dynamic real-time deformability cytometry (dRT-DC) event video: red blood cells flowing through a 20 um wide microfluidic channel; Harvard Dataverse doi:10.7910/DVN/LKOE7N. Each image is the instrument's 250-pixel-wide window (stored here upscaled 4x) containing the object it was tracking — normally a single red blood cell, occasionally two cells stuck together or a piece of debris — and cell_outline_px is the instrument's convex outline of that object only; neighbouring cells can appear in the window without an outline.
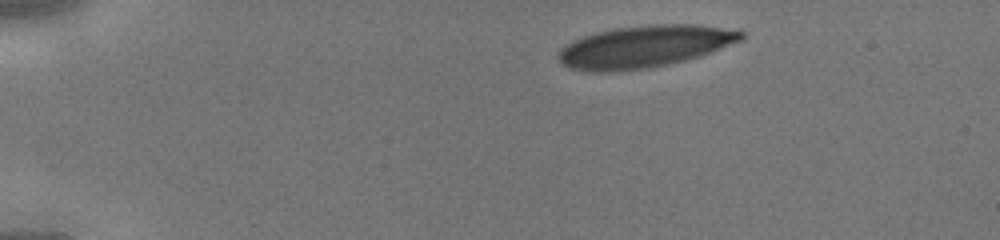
{"species": "human", "species_latin": "Homo sapiens", "temperature_condition": "cold", "stored_images_in_passage": 37, "camera_frame_rate_fps": 3000, "um_per_image_px": 0.085, "donor": {"sex": "male"}, "frame": {"image": 1, "passage_image": 1, "time_ms": 0.0, "image_size_px": [1000, 240], "cell_outline_px": [[744, 36], [740, 40], [700, 56], [668, 64], [648, 68], [616, 72], [592, 72], [568, 68], [556, 56], [560, 48], [564, 44], [572, 40], [596, 32], [616, 28], [652, 24], [696, 24], [744, 32]], "centroid_in_image_um": [54.7, 3.96], "position_along_channel_um": 30.3, "area_um2": 44.62}}
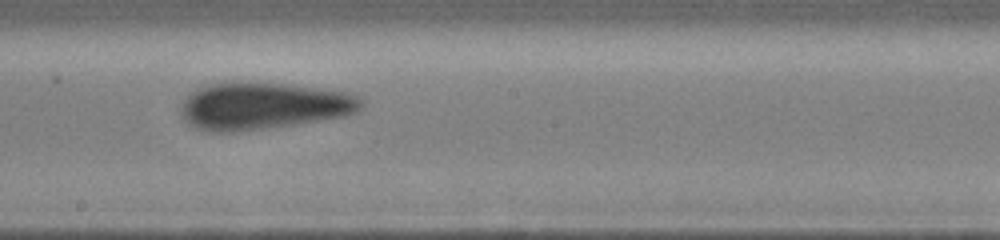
{"frame": {"image": 2, "passage_image": 19, "time_ms": 6.0, "image_size_px": [1000, 240], "cell_outline_px": [[364, 104], [356, 112], [344, 116], [296, 124], [232, 132], [208, 132], [192, 128], [184, 120], [180, 112], [184, 100], [196, 88], [204, 84], [288, 84], [348, 92], [360, 96], [364, 100]], "centroid_in_image_um": [22.38, 9.03], "position_along_channel_um": 225.8, "area_um2": 49.07}}
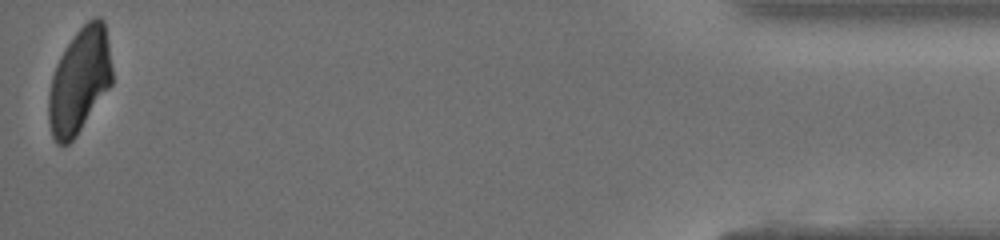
{"frame": {"image": 3, "passage_image": 37, "time_ms": 12.0, "image_size_px": [1000, 240], "cell_outline_px": [[112, 84], [76, 136], [68, 144], [56, 144], [52, 136], [48, 120], [48, 96], [52, 76], [56, 64], [60, 56], [76, 32], [88, 20], [96, 16], [100, 16], [104, 20], [112, 68]], "centroid_in_image_um": [6.75, 6.87], "position_along_channel_um": 428.5, "area_um2": 38.78}}